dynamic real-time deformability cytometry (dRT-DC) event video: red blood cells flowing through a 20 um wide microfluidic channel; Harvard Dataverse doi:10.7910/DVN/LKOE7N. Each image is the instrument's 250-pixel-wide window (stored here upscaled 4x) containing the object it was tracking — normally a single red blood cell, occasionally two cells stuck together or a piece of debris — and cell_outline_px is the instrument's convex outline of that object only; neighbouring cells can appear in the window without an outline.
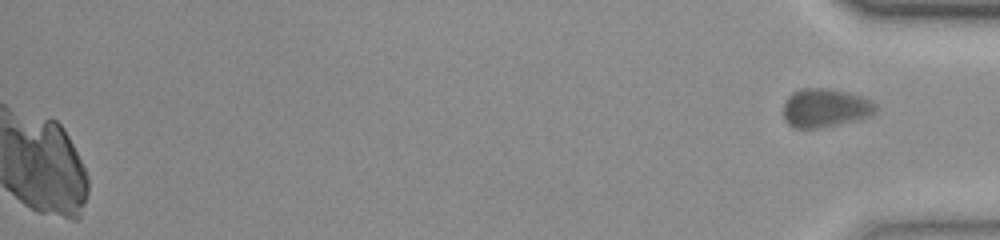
{"species": "common noctule bat (a hibernating species)", "species_latin": "Nyctalus noctula", "temperature_condition": "room temperature", "stored_images_in_passage": 41, "camera_frame_rate_fps": 3000, "um_per_image_px": 0.085, "animal": {"sex": "female", "body_mass_g": 23.0, "forearm_length_mm": 53.4}, "frame": {"image": 1, "passage_image": 41, "time_ms": 13.333, "image_size_px": [1000, 240], "cell_outline_px": [[876, 112], [872, 116], [820, 128], [792, 128], [784, 120], [784, 100], [792, 92], [800, 88], [824, 88], [864, 96], [872, 100], [876, 104]], "centroid_in_image_um": [70.13, 9.17], "position_along_channel_um": 365.1, "area_um2": 20.98}}